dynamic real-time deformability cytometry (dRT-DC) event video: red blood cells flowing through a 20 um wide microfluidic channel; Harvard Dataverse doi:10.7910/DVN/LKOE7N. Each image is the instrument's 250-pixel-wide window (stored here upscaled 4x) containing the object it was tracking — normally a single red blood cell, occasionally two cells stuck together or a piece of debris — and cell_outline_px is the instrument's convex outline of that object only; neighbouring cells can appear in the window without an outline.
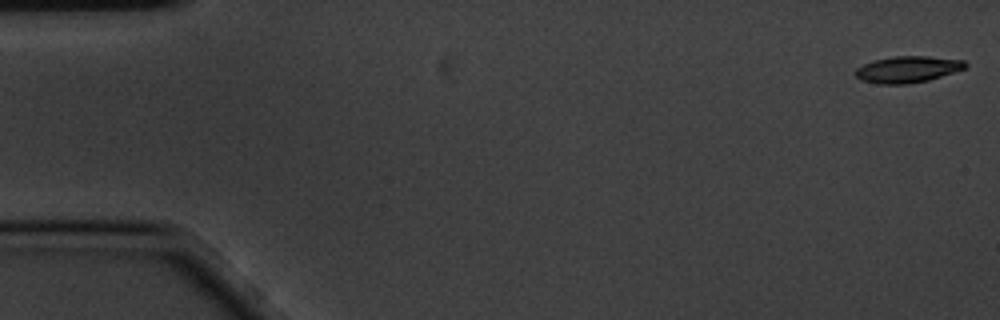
{"species": "common noctule bat (a hibernating species)", "species_latin": "Nyctalus noctula", "temperature_condition": "cold", "stored_images_in_passage": 3, "camera_frame_rate_fps": 3000, "um_per_image_px": 0.085, "animal": {"sex": "male", "body_mass_g": 20.1, "forearm_length_mm": 53.5}, "frame": {"image": 1, "passage_image": 1, "time_ms": 0.0, "image_size_px": [1000, 320], "cell_outline_px": [[968, 64], [964, 68], [928, 80], [908, 84], [880, 84], [860, 80], [852, 72], [856, 68], [864, 64], [876, 60], [892, 56], [928, 56], [964, 60]], "centroid_in_image_um": [77.1, 5.89], "position_along_channel_um": 7.9, "area_um2": 16.88}}